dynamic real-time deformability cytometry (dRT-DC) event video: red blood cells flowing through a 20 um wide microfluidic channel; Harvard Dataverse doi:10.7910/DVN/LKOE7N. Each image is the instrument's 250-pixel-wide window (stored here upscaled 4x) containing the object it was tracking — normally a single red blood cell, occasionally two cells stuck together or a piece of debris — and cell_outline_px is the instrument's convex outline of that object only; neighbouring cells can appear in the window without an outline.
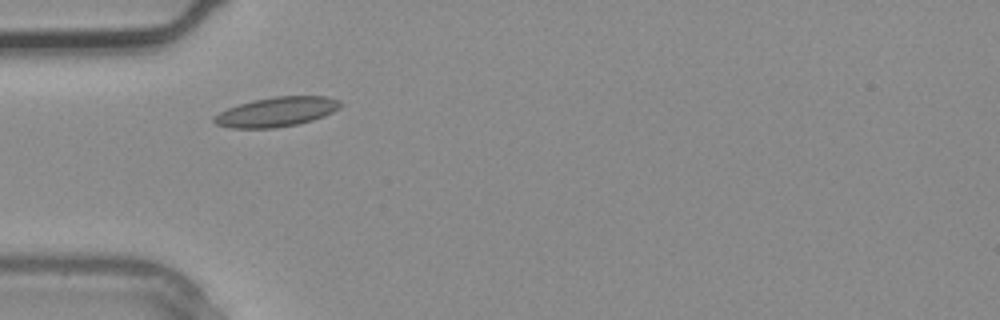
{"species": "common noctule bat (a hibernating species)", "species_latin": "Nyctalus noctula", "temperature_condition": "warm", "stored_images_in_passage": 2, "camera_frame_rate_fps": 3000, "um_per_image_px": 0.085, "animal": {"sex": "male", "body_mass_g": 20.4}, "frame": {"image": 1, "passage_image": 2, "time_ms": 0.333, "image_size_px": [1000, 320], "cell_outline_px": [[344, 104], [340, 108], [324, 116], [312, 120], [296, 124], [276, 128], [232, 128], [216, 124], [212, 120], [212, 116], [228, 108], [252, 100], [272, 96], [328, 96], [340, 100]], "centroid_in_image_um": [23.53, 9.5], "position_along_channel_um": 61.5, "area_um2": 21.91}}